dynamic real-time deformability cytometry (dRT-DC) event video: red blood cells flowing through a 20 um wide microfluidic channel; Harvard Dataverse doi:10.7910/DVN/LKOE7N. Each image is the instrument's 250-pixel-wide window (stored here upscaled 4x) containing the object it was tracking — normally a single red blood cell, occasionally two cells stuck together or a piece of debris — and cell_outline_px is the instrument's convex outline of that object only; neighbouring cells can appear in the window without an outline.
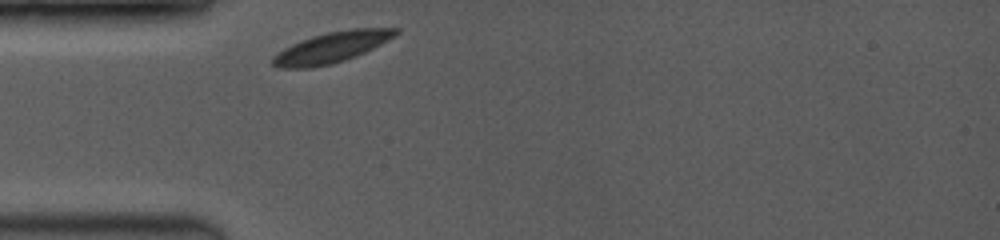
{"species": "common noctule bat (a hibernating species)", "species_latin": "Nyctalus noctula", "temperature_condition": "room temperature", "stored_images_in_passage": 16, "camera_frame_rate_fps": 3500, "um_per_image_px": 0.085, "animal": {"sex": "female", "body_mass_g": 19.0, "forearm_length_mm": 53.3}, "frame": {"image": 1, "passage_image": 1, "time_ms": 0.0, "image_size_px": [1000, 240], "cell_outline_px": [[400, 32], [396, 36], [356, 56], [332, 64], [312, 68], [280, 68], [272, 64], [272, 56], [284, 48], [292, 44], [312, 36], [328, 32], [348, 28], [400, 28]], "centroid_in_image_um": [28.2, 4.02], "position_along_channel_um": 56.8, "area_um2": 22.02}}
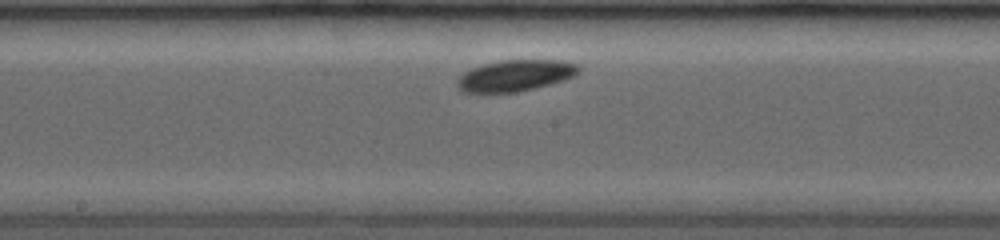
{"frame": {"image": 2, "passage_image": 10, "time_ms": 4.0, "image_size_px": [1000, 240], "cell_outline_px": [[580, 68], [572, 76], [564, 80], [516, 92], [464, 92], [456, 84], [456, 80], [464, 72], [472, 68], [484, 64], [500, 60], [564, 60], [580, 64]], "centroid_in_image_um": [43.8, 6.4], "position_along_channel_um": 204.4, "area_um2": 21.91}}
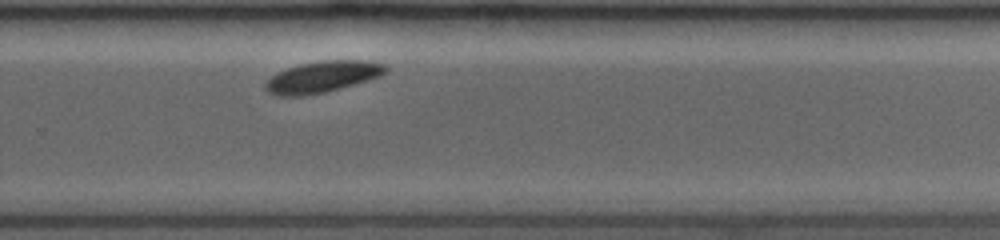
{"frame": {"image": 3, "passage_image": 16, "time_ms": 6.571, "image_size_px": [1000, 240], "cell_outline_px": [[388, 72], [380, 76], [368, 80], [340, 88], [324, 92], [304, 96], [280, 96], [268, 92], [264, 88], [264, 84], [276, 72], [300, 64], [320, 60], [364, 60], [388, 64]], "centroid_in_image_um": [27.43, 6.52], "position_along_channel_um": 302.4, "area_um2": 22.08}}